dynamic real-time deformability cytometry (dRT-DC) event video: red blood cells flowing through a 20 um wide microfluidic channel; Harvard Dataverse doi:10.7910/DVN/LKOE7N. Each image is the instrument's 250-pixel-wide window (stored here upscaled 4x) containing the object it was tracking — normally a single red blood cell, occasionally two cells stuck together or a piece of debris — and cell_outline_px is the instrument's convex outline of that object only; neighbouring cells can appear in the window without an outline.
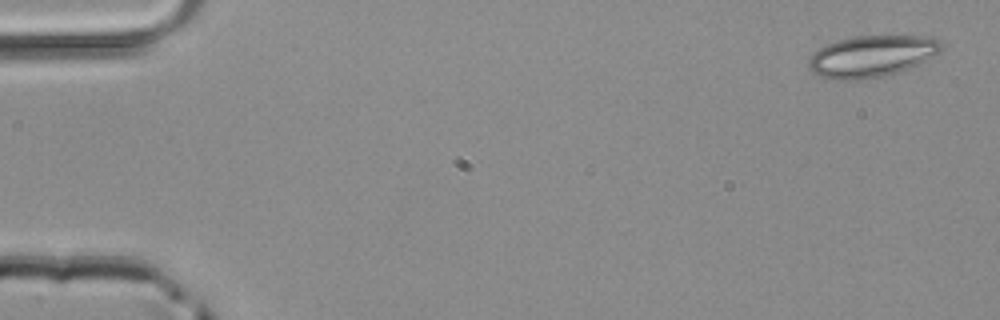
{"species": "common noctule bat (a hibernating species)", "species_latin": "Nyctalus noctula", "temperature_condition": "room temperature", "stored_images_in_passage": 49, "camera_frame_rate_fps": 3000, "um_per_image_px": 0.085, "animal": {"sex": "male", "body_mass_g": 20.4}, "frame": {"image": 1, "passage_image": 1, "time_ms": 0.0, "image_size_px": [1000, 320], "cell_outline_px": [[940, 52], [920, 64], [900, 72], [884, 76], [856, 80], [836, 80], [820, 76], [812, 72], [808, 68], [808, 60], [812, 52], [816, 48], [836, 40], [856, 36], [928, 36], [940, 40]], "centroid_in_image_um": [74.05, 4.78], "position_along_channel_um": 10.9, "area_um2": 32.48}}
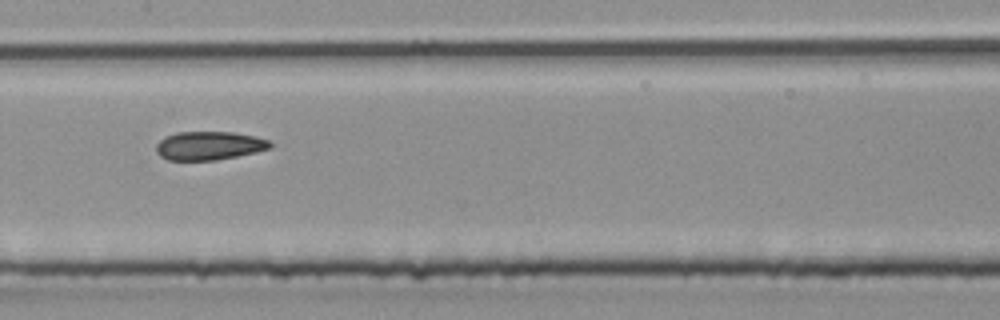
{"frame": {"image": 2, "passage_image": 24, "time_ms": 7.667, "image_size_px": [1000, 320], "cell_outline_px": [[272, 148], [256, 152], [216, 160], [168, 160], [160, 156], [156, 152], [156, 144], [164, 136], [176, 132], [232, 132], [256, 136], [268, 140], [272, 144]], "centroid_in_image_um": [17.76, 12.38], "position_along_channel_um": 189.6, "area_um2": 19.07}}
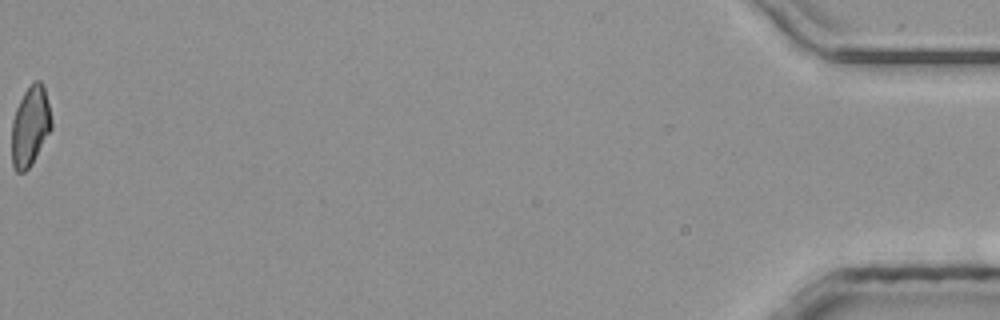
{"frame": {"image": 3, "passage_image": 49, "time_ms": 16.0, "image_size_px": [1000, 320], "cell_outline_px": [[52, 128], [32, 164], [24, 172], [16, 172], [12, 168], [12, 120], [16, 108], [24, 92], [32, 80], [40, 80], [44, 84], [52, 120]], "centroid_in_image_um": [2.57, 10.71], "position_along_channel_um": 432.6, "area_um2": 18.73}}